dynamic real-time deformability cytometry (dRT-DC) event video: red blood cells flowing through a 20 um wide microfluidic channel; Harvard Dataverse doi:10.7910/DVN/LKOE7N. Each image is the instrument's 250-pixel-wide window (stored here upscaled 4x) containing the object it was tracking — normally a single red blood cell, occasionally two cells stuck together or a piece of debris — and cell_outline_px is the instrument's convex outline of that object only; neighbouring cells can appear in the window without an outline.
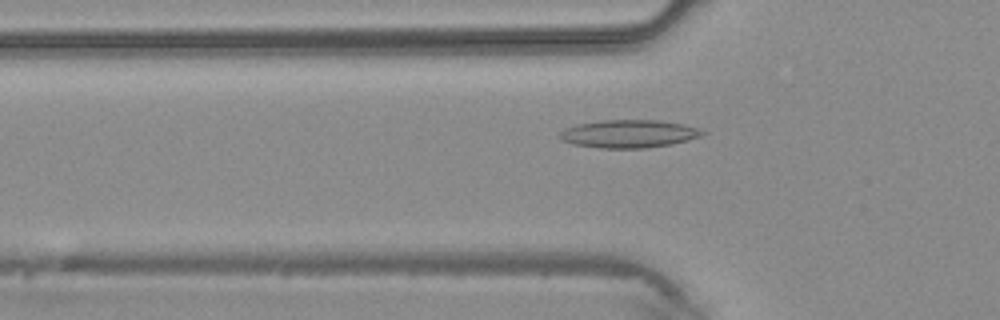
{"species": "common noctule bat (a hibernating species)", "species_latin": "Nyctalus noctula", "temperature_condition": "warm", "stored_images_in_passage": 44, "camera_frame_rate_fps": 3000, "um_per_image_px": 0.085, "animal": {"sex": "male", "body_mass_g": 20.4}, "frame": {"image": 1, "passage_image": 15, "time_ms": 4.667, "image_size_px": [1000, 320], "cell_outline_px": [[708, 132], [700, 136], [688, 140], [672, 144], [644, 148], [600, 148], [572, 144], [560, 140], [556, 136], [564, 128], [576, 124], [600, 120], [660, 120], [684, 124], [700, 128]], "centroid_in_image_um": [53.42, 11.37], "position_along_channel_um": 72.4, "area_um2": 23.58}}
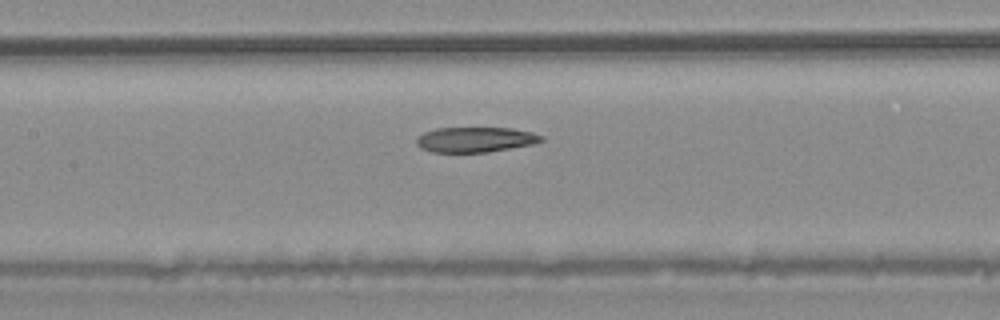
{"frame": {"image": 2, "passage_image": 21, "time_ms": 6.667, "image_size_px": [1000, 320], "cell_outline_px": [[544, 140], [532, 144], [488, 152], [432, 152], [420, 148], [416, 144], [416, 136], [424, 132], [436, 128], [512, 128], [532, 132], [544, 136]], "centroid_in_image_um": [40.38, 11.86], "position_along_channel_um": 167.0, "area_um2": 18.38}}
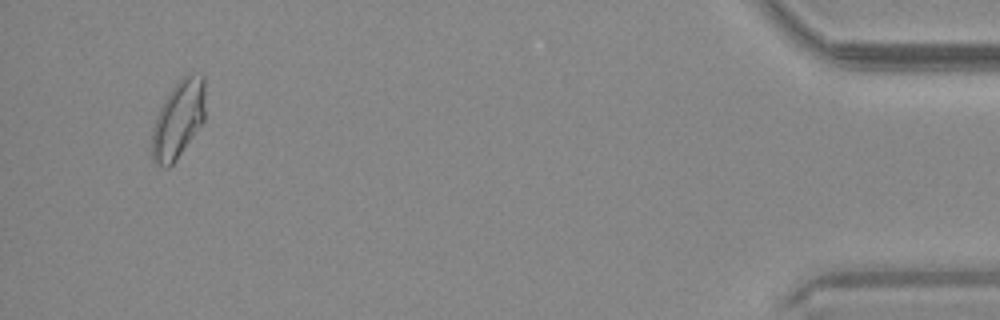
{"frame": {"image": 3, "passage_image": 42, "time_ms": 13.667, "image_size_px": [1000, 320], "cell_outline_px": [[204, 120], [176, 160], [168, 168], [164, 168], [156, 164], [152, 160], [152, 128], [156, 116], [164, 100], [172, 88], [184, 76], [192, 72], [204, 76]], "centroid_in_image_um": [15.14, 10.16], "position_along_channel_um": 420.1, "area_um2": 23.93}}